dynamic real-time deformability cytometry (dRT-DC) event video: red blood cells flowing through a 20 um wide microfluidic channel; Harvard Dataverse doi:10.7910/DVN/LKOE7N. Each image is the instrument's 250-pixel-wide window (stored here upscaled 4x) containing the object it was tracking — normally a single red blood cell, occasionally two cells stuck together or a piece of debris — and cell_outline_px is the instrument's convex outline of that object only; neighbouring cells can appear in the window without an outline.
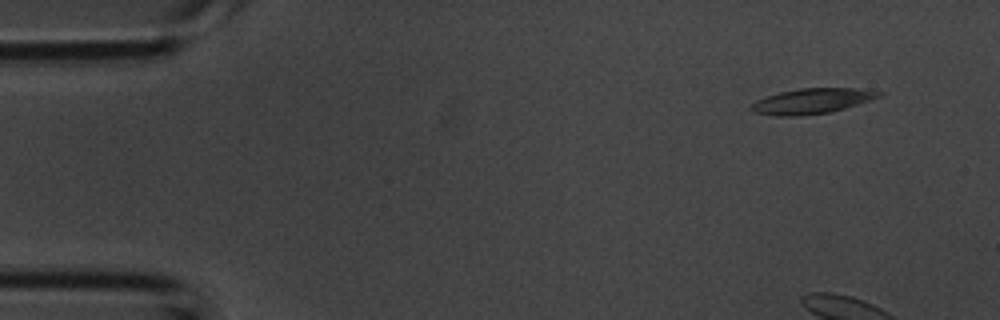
{"species": "common noctule bat (a hibernating species)", "species_latin": "Nyctalus noctula", "temperature_condition": "room temperature", "stored_images_in_passage": 4, "camera_frame_rate_fps": 3000, "um_per_image_px": 0.085, "animal": {"sex": "male", "body_mass_g": 20.1, "forearm_length_mm": 53.5}, "frame": {"image": 1, "passage_image": 1, "time_ms": 0.0, "image_size_px": [1000, 320], "cell_outline_px": [[884, 96], [832, 112], [800, 116], [776, 116], [752, 112], [748, 108], [756, 100], [780, 92], [800, 88], [860, 88], [884, 92]], "centroid_in_image_um": [69.05, 8.59], "position_along_channel_um": 16.0, "area_um2": 19.07}}